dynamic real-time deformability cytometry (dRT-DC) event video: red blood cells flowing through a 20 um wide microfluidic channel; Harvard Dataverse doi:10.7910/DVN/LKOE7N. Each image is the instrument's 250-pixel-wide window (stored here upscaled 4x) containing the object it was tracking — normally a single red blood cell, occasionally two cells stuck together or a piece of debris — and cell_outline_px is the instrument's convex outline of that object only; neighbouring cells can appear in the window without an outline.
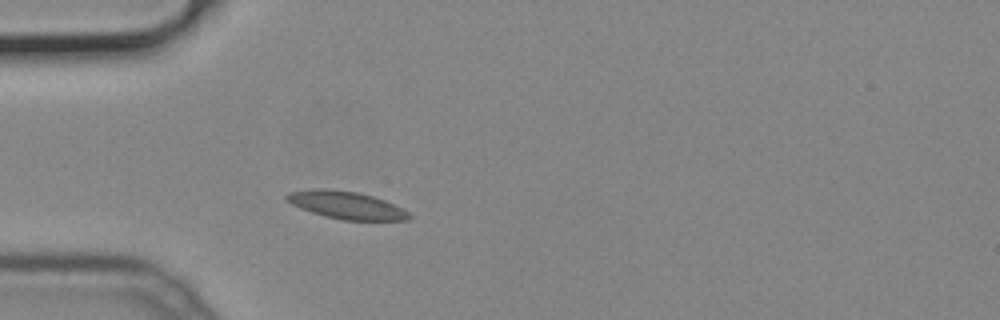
{"species": "common noctule bat (a hibernating species)", "species_latin": "Nyctalus noctula", "temperature_condition": "cold", "stored_images_in_passage": 40, "camera_frame_rate_fps": 3000, "um_per_image_px": 0.085, "animal": {"sex": "male", "body_mass_g": 19.2, "forearm_length_mm": 51.8}, "frame": {"image": 1, "passage_image": 6, "time_ms": 1.667, "image_size_px": [1000, 320], "cell_outline_px": [[412, 216], [408, 220], [344, 220], [324, 216], [300, 208], [292, 204], [284, 196], [288, 192], [312, 188], [324, 188], [356, 192], [372, 196], [384, 200], [408, 212]], "centroid_in_image_um": [29.39, 17.43], "position_along_channel_um": 55.6, "area_um2": 19.48}}
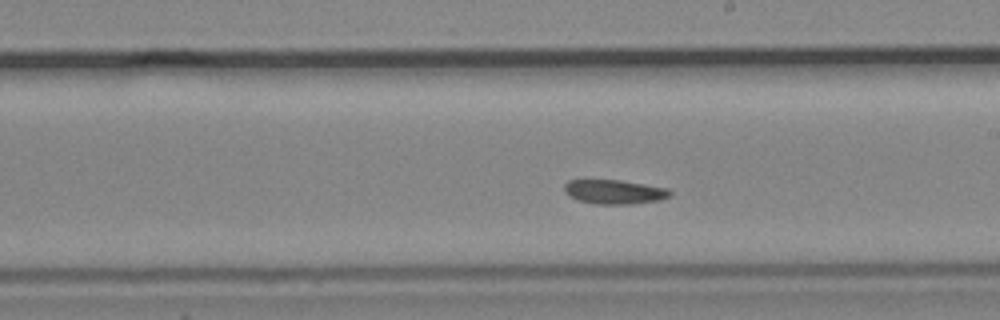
{"frame": {"image": 2, "passage_image": 17, "time_ms": 5.333, "image_size_px": [1000, 320], "cell_outline_px": [[672, 192], [668, 196], [660, 200], [632, 204], [592, 204], [576, 200], [568, 196], [564, 192], [564, 184], [568, 180], [620, 180], [668, 188]], "centroid_in_image_um": [52.17, 16.31], "position_along_channel_um": 236.8, "area_um2": 15.09}}
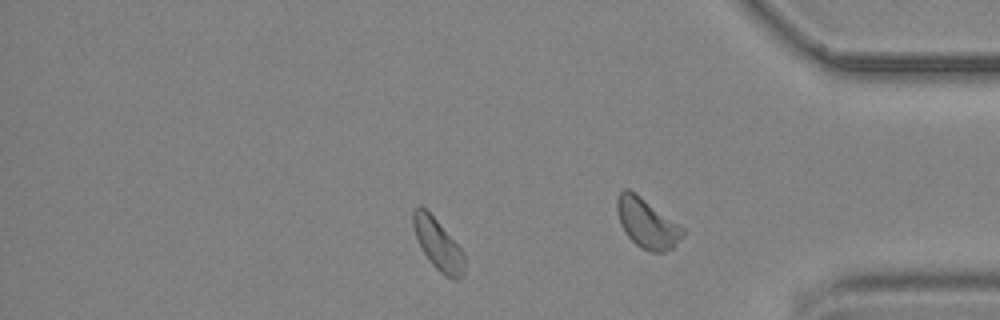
{"frame": {"image": 3, "passage_image": 32, "time_ms": 10.333, "image_size_px": [1000, 320], "cell_outline_px": [[464, 276], [456, 280], [452, 280], [444, 276], [432, 264], [424, 252], [416, 236], [412, 224], [412, 212], [420, 204], [436, 220], [464, 252]], "centroid_in_image_um": [37.25, 20.81], "position_along_channel_um": 398.0, "area_um2": 15.03}}